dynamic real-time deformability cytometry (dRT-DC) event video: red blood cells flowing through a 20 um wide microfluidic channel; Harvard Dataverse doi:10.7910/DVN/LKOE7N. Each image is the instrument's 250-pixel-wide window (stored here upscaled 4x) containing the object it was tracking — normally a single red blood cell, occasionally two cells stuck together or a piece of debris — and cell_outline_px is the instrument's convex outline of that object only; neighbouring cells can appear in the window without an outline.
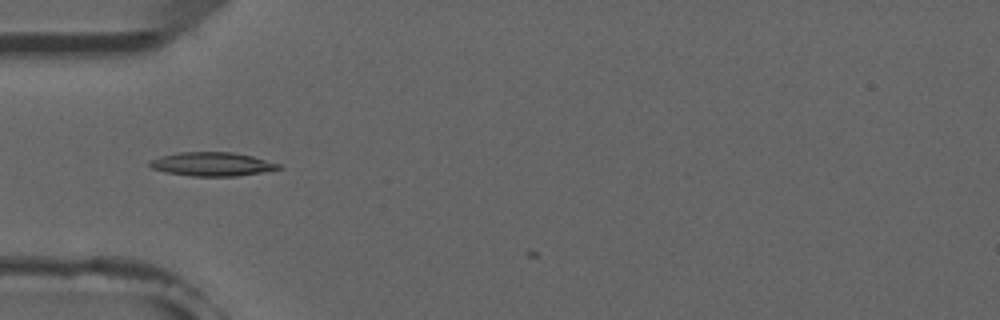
{"species": "common noctule bat (a hibernating species)", "species_latin": "Nyctalus noctula", "temperature_condition": "room temperature", "stored_images_in_passage": 5, "camera_frame_rate_fps": 3000, "um_per_image_px": 0.085, "animal": {"sex": "male", "forearm_length_mm": 52.5}, "frame": {"image": 1, "passage_image": 5, "time_ms": 4.667, "image_size_px": [1000, 320], "cell_outline_px": [[284, 168], [236, 176], [192, 176], [164, 172], [152, 168], [148, 164], [148, 160], [160, 156], [180, 152], [232, 152], [252, 156], [280, 164]], "centroid_in_image_um": [17.99, 13.95], "position_along_channel_um": 67.0, "area_um2": 17.86}}